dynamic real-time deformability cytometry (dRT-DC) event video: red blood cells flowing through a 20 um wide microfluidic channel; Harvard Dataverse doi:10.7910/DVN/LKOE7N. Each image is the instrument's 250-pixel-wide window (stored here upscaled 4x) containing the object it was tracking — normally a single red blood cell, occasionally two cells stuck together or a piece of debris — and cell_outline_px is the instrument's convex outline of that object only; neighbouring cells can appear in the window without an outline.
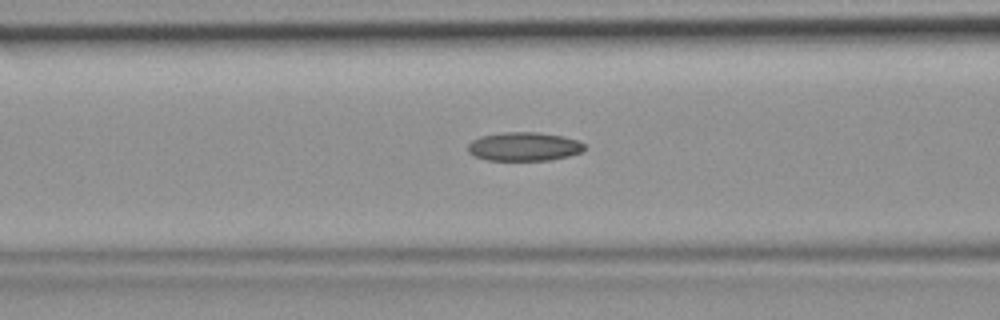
{"species": "common noctule bat (a hibernating species)", "species_latin": "Nyctalus noctula", "temperature_condition": "room temperature", "stored_images_in_passage": 25, "camera_frame_rate_fps": 3000, "um_per_image_px": 0.085, "animal": {"sex": "female", "body_mass_g": 19.9}, "frame": {"image": 1, "passage_image": 4, "time_ms": 1.0, "image_size_px": [1000, 320], "cell_outline_px": [[584, 148], [580, 152], [568, 156], [548, 160], [488, 160], [472, 156], [468, 152], [468, 144], [472, 140], [480, 136], [504, 132], [536, 132], [564, 136], [580, 140], [584, 144]], "centroid_in_image_um": [44.52, 12.45], "position_along_channel_um": 122.1, "area_um2": 19.59}}
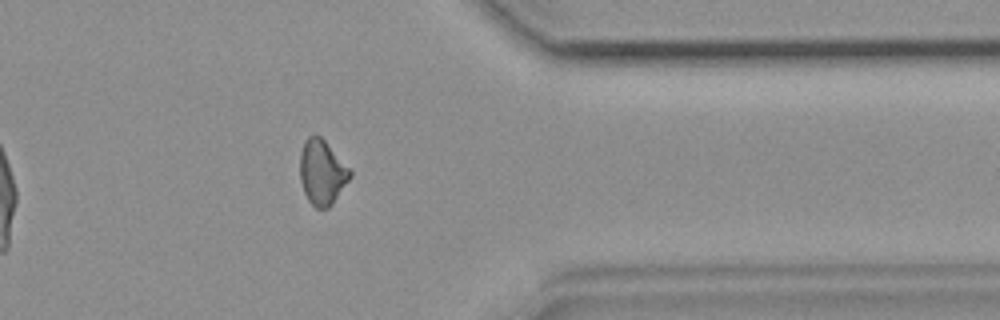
{"frame": {"image": 2, "passage_image": 22, "time_ms": 7.0, "image_size_px": [1000, 320], "cell_outline_px": [[352, 176], [332, 204], [328, 208], [316, 208], [308, 200], [304, 192], [300, 180], [300, 152], [304, 140], [308, 136], [320, 136], [324, 140], [352, 172]], "centroid_in_image_um": [27.36, 14.66], "position_along_channel_um": 384.0, "area_um2": 18.73}}